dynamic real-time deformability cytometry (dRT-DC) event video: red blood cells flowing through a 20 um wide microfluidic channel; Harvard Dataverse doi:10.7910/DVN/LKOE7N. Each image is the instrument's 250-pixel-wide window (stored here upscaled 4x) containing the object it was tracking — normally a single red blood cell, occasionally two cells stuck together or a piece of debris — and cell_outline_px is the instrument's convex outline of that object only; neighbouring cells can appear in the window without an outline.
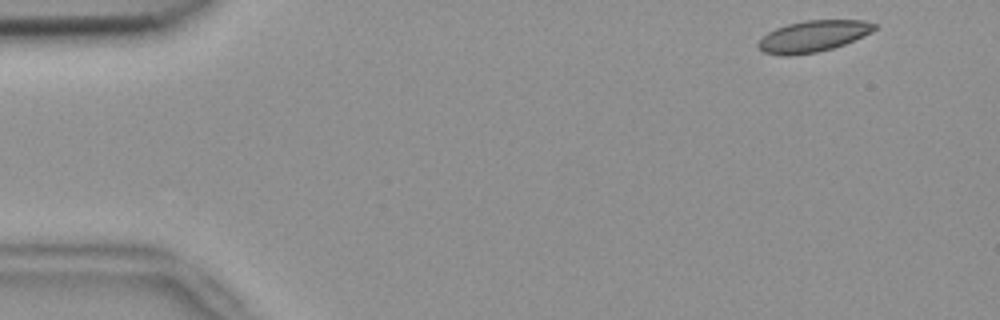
{"species": "common noctule bat (a hibernating species)", "species_latin": "Nyctalus noctula", "temperature_condition": "room temperature", "stored_images_in_passage": 50, "camera_frame_rate_fps": 3000, "um_per_image_px": 0.085, "animal": {"sex": "female", "body_mass_g": 18.4}, "frame": {"image": 1, "passage_image": 1, "time_ms": 0.0, "image_size_px": [1000, 320], "cell_outline_px": [[880, 24], [872, 32], [844, 44], [832, 48], [816, 52], [788, 56], [780, 56], [764, 52], [756, 44], [768, 32], [776, 28], [788, 24], [804, 20], [864, 20]], "centroid_in_image_um": [69.14, 3.07], "position_along_channel_um": 15.9, "area_um2": 21.21}}
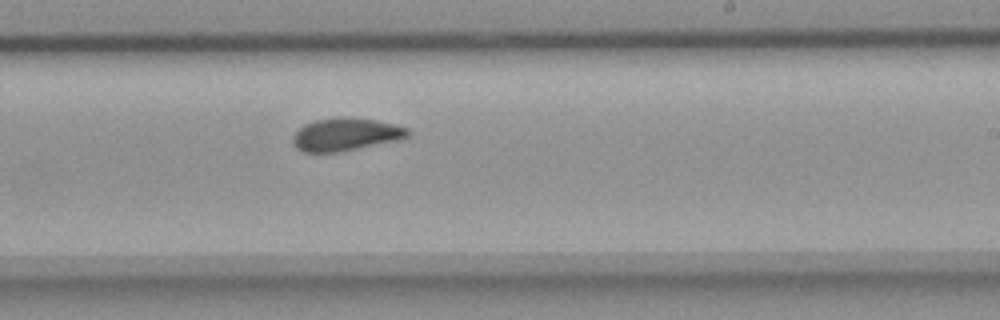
{"frame": {"image": 2, "passage_image": 29, "time_ms": 9.333, "image_size_px": [1000, 320], "cell_outline_px": [[412, 132], [408, 136], [400, 140], [340, 152], [304, 152], [296, 148], [292, 140], [292, 136], [304, 124], [316, 120], [340, 116], [376, 120], [408, 128]], "centroid_in_image_um": [29.4, 11.43], "position_along_channel_um": 259.6, "area_um2": 22.08}}
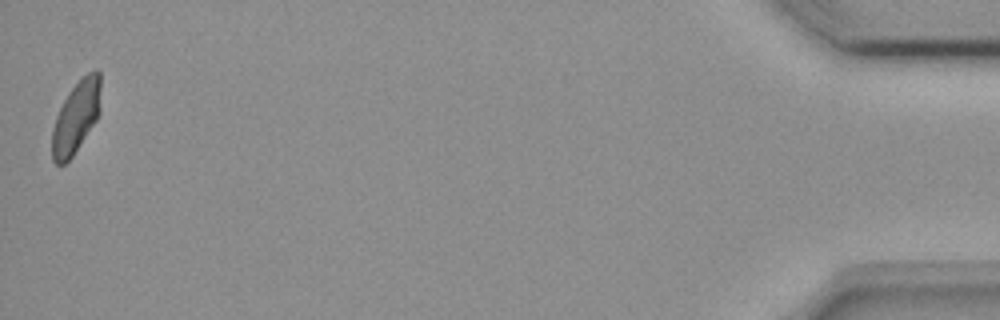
{"frame": {"image": 3, "passage_image": 50, "time_ms": 16.333, "image_size_px": [1000, 320], "cell_outline_px": [[100, 112], [96, 120], [72, 156], [64, 164], [56, 164], [52, 160], [52, 128], [56, 116], [68, 92], [88, 72], [96, 68], [100, 72]], "centroid_in_image_um": [6.47, 9.94], "position_along_channel_um": 428.7, "area_um2": 20.23}, "authors_computed_cell_mechanics": {"area_um2": 21.8484, "velocity_mm_per_s": 3.7415, "shape_relaxation_time_tau1_ms": null, "shape_relaxation_time_tau2_ms": 1.8342, "deformation_change_tau1": null, "deformation_change_tau2": 0.0752}}